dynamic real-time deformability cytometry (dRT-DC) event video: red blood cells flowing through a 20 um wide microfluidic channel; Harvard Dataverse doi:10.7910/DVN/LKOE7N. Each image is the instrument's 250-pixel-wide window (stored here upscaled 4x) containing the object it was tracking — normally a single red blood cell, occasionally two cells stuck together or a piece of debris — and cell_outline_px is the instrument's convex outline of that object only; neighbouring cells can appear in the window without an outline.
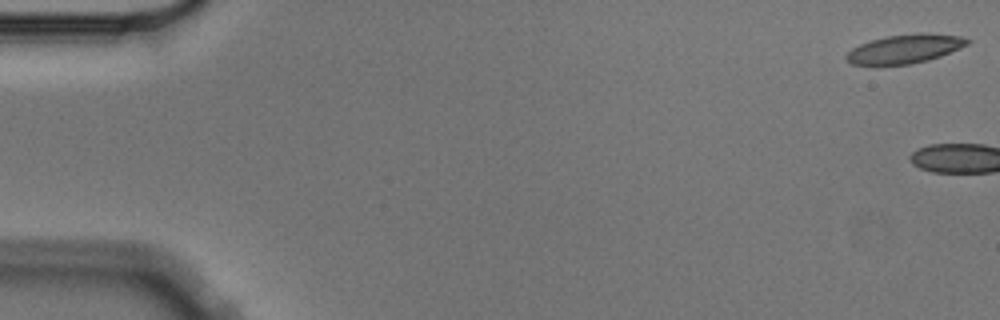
{"species": "Egyptian fruit bat (a non-hibernating species)", "species_latin": "Rousettus aegyptiacus", "temperature_condition": "cold", "stored_images_in_passage": 6, "camera_frame_rate_fps": 3000, "um_per_image_px": 0.085, "animal": {"sex": "male"}, "frame": {"image": 1, "passage_image": 1, "time_ms": 0.0, "image_size_px": [1000, 320], "cell_outline_px": [[972, 40], [968, 44], [960, 48], [940, 56], [928, 60], [912, 64], [876, 68], [852, 64], [844, 56], [852, 48], [860, 44], [872, 40], [888, 36], [916, 32], [928, 32], [960, 36]], "centroid_in_image_um": [76.87, 4.19], "position_along_channel_um": 8.1, "area_um2": 21.15}}
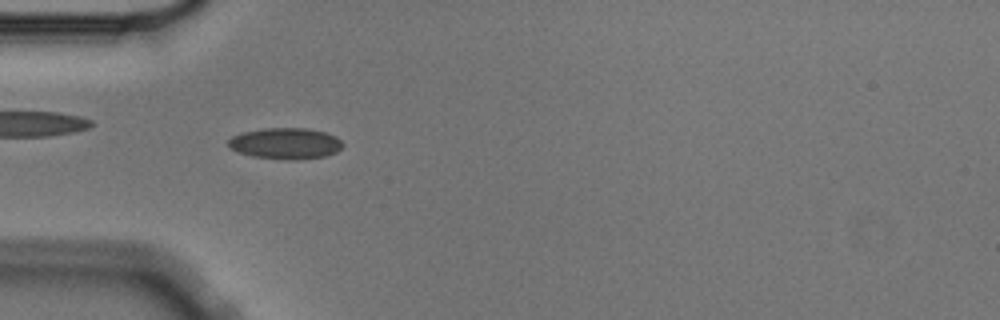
{"frame": {"image": 2, "passage_image": 6, "time_ms": 1.667, "image_size_px": [1000, 320], "cell_outline_px": [[344, 144], [336, 152], [324, 156], [296, 160], [292, 160], [252, 156], [236, 152], [228, 144], [228, 140], [232, 136], [240, 132], [264, 128], [308, 128], [324, 132], [336, 136]], "centroid_in_image_um": [24.25, 12.18], "position_along_channel_um": 60.8, "area_um2": 20.81}}